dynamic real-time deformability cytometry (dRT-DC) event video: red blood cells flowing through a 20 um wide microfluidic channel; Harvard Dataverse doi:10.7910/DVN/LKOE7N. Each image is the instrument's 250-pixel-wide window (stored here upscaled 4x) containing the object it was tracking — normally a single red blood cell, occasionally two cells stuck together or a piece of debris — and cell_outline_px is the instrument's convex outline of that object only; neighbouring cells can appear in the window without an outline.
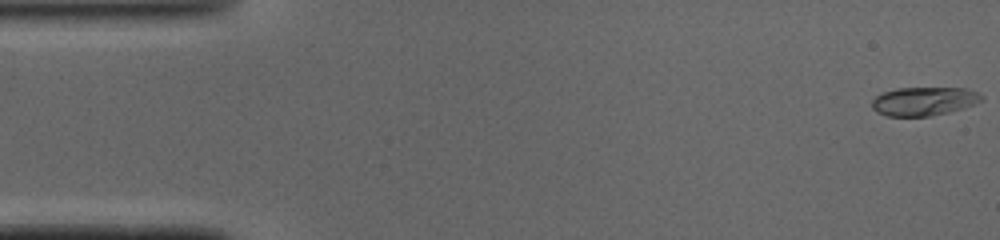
{"species": "common noctule bat (a hibernating species)", "species_latin": "Nyctalus noctula", "temperature_condition": "cold", "stored_images_in_passage": 48, "camera_frame_rate_fps": 3000, "um_per_image_px": 0.085, "animal": {"sex": "male", "body_mass_g": 19.0, "forearm_length_mm": 50.8}, "frame": {"image": 1, "passage_image": 1, "time_ms": 0.0, "image_size_px": [1000, 240], "cell_outline_px": [[984, 100], [964, 108], [948, 112], [928, 116], [888, 116], [876, 112], [872, 108], [872, 100], [876, 96], [884, 92], [896, 88], [968, 88], [980, 92], [984, 96]], "centroid_in_image_um": [78.57, 8.6], "position_along_channel_um": 6.4, "area_um2": 18.44}}
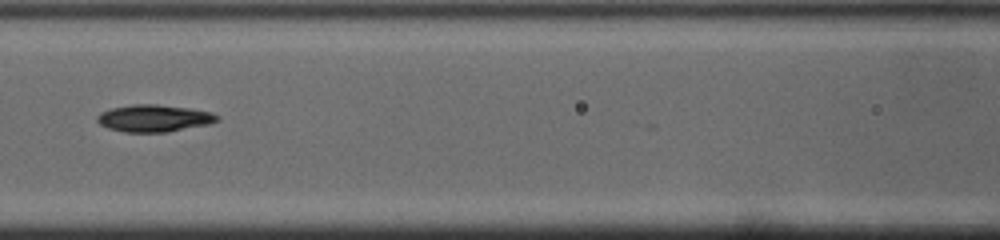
{"frame": {"image": 2, "passage_image": 21, "time_ms": 6.667, "image_size_px": [1000, 240], "cell_outline_px": [[220, 120], [208, 124], [168, 132], [124, 132], [108, 128], [100, 124], [96, 120], [96, 116], [100, 112], [112, 108], [132, 104], [156, 104], [188, 108], [212, 112], [220, 116]], "centroid_in_image_um": [13.09, 10.05], "position_along_channel_um": 153.5, "area_um2": 19.02}}
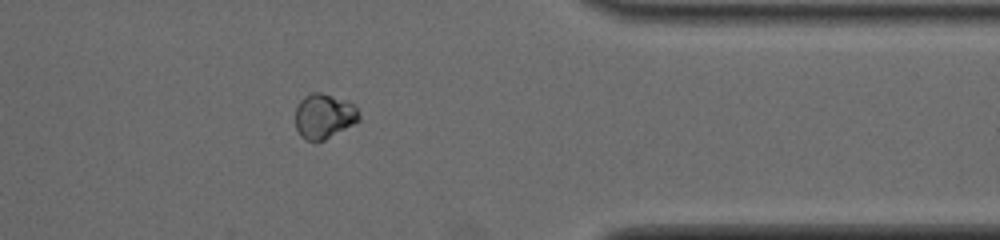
{"frame": {"image": 3, "passage_image": 39, "time_ms": 12.667, "image_size_px": [1000, 240], "cell_outline_px": [[360, 120], [324, 140], [316, 144], [304, 140], [300, 136], [296, 128], [296, 108], [300, 100], [304, 96], [312, 92], [320, 92], [348, 100], [360, 112]], "centroid_in_image_um": [27.52, 9.89], "position_along_channel_um": 383.9, "area_um2": 16.94}, "authors_computed_cell_mechanics": {"area_um2": 18.4671, "velocity_mm_per_s": 4.1211, "shape_relaxation_time_tau1_ms": 1.2768, "shape_relaxation_time_tau2_ms": null, "deformation_change_tau1": 0.0427, "deformation_change_tau2": null}}